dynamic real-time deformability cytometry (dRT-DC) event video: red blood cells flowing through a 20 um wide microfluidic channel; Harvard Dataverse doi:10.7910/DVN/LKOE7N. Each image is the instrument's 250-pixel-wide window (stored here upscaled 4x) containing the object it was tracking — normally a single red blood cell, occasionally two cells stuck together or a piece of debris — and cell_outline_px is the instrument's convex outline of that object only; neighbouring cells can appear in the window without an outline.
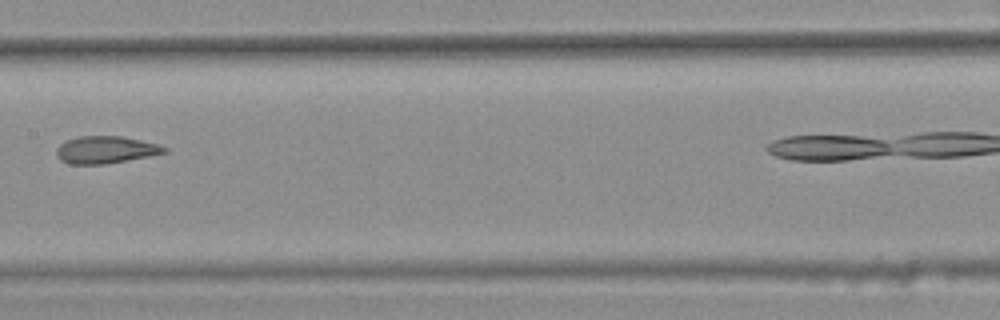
{"species": "common noctule bat (a hibernating species)", "species_latin": "Nyctalus noctula", "temperature_condition": "warm", "stored_images_in_passage": 7, "segment_of_instrument_passage": [1, 2], "camera_frame_rate_fps": 3000, "um_per_image_px": 0.085, "animal": {"sex": "female", "body_mass_g": 25.1}, "frame": {"image": 1, "passage_image": 6, "time_ms": 1.667, "image_size_px": [1000, 320], "cell_outline_px": [[168, 152], [148, 156], [104, 164], [68, 164], [60, 160], [56, 156], [56, 148], [64, 140], [76, 136], [120, 136], [140, 140], [156, 144], [168, 148]], "centroid_in_image_um": [8.91, 12.73], "position_along_channel_um": 198.5, "area_um2": 17.17}}